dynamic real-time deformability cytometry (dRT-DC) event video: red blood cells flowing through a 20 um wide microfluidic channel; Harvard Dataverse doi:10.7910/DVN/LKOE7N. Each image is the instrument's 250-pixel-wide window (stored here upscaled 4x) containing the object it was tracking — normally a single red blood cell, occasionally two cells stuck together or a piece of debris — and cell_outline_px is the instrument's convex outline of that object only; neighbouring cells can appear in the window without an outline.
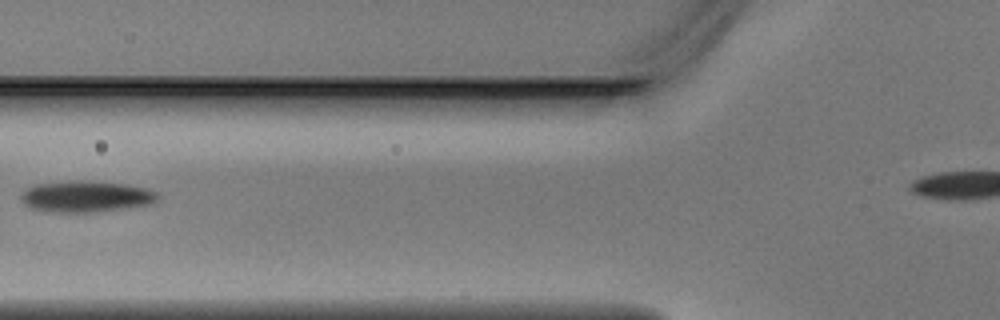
{"species": "Egyptian fruit bat (a non-hibernating species)", "species_latin": "Rousettus aegyptiacus", "temperature_condition": "warm", "stored_images_in_passage": 4, "camera_frame_rate_fps": 3000, "um_per_image_px": 0.085, "animal": {"sex": "male"}, "frame": {"image": 1, "passage_image": 4, "time_ms": 1.0, "image_size_px": [1000, 320], "cell_outline_px": [[160, 196], [152, 204], [124, 208], [92, 212], [48, 212], [32, 208], [24, 204], [20, 200], [20, 196], [28, 188], [36, 184], [76, 180], [124, 184], [148, 188], [156, 192]], "centroid_in_image_um": [7.31, 16.7], "position_along_channel_um": 118.5, "area_um2": 24.8}}